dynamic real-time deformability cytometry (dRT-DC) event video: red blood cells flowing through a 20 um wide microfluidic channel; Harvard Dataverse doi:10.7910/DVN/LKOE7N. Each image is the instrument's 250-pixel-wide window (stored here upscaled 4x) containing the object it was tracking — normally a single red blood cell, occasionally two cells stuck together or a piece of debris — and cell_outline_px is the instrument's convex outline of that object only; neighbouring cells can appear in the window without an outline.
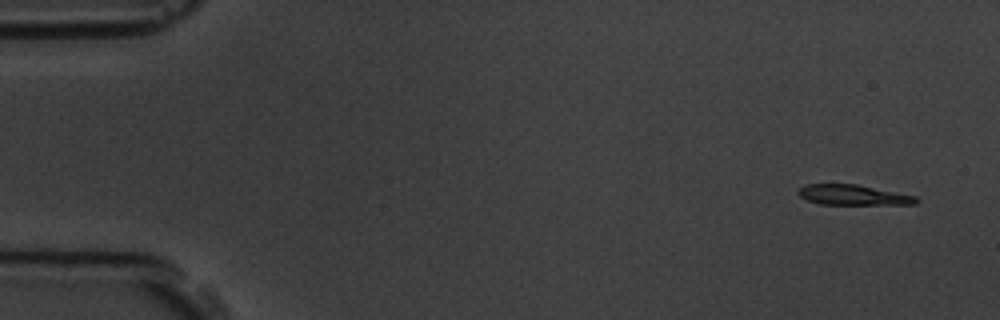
{"species": "common noctule bat (a hibernating species)", "species_latin": "Nyctalus noctula", "temperature_condition": "room temperature", "stored_images_in_passage": 6, "segment_of_instrument_passage": [2, 2], "camera_frame_rate_fps": 3000, "um_per_image_px": 0.085, "animal": {"sex": "male", "body_mass_g": 19.5, "forearm_length_mm": 54.6}, "frame": {"image": 1, "passage_image": 6, "time_ms": 6.667, "image_size_px": [1000, 320], "cell_outline_px": [[920, 200], [916, 204], [820, 204], [808, 200], [800, 196], [796, 192], [804, 184], [856, 184], [916, 196]], "centroid_in_image_um": [72.51, 16.57], "position_along_channel_um": 12.5, "area_um2": 13.81}}